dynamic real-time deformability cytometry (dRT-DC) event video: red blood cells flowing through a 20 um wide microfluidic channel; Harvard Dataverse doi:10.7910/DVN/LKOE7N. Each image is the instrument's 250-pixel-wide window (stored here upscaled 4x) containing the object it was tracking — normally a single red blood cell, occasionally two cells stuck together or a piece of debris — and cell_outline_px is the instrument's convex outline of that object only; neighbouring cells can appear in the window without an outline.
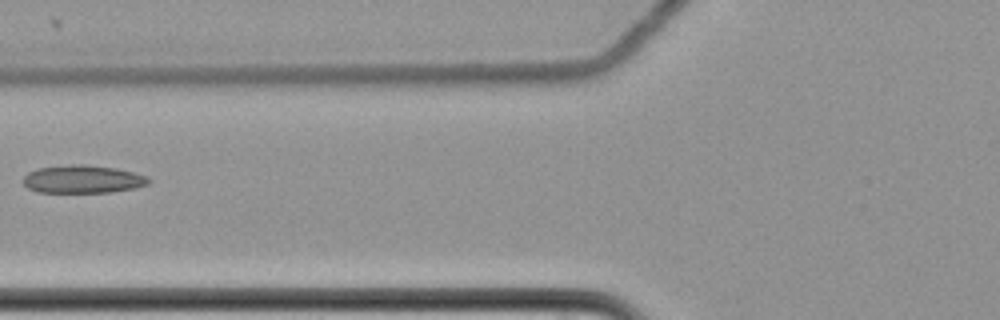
{"species": "common noctule bat (a hibernating species)", "species_latin": "Nyctalus noctula", "temperature_condition": "cold", "stored_images_in_passage": 7, "camera_frame_rate_fps": 3000, "um_per_image_px": 0.085, "animal": {"sex": "female", "body_mass_g": 22.7, "forearm_length_mm": 54.2}, "frame": {"image": 1, "passage_image": 7, "time_ms": 2.0, "image_size_px": [1000, 320], "cell_outline_px": [[152, 180], [148, 184], [136, 188], [112, 192], [36, 192], [28, 188], [24, 184], [24, 176], [28, 172], [40, 168], [72, 164], [84, 164], [116, 168], [148, 176]], "centroid_in_image_um": [7.07, 15.23], "position_along_channel_um": 118.7, "area_um2": 20.46}}